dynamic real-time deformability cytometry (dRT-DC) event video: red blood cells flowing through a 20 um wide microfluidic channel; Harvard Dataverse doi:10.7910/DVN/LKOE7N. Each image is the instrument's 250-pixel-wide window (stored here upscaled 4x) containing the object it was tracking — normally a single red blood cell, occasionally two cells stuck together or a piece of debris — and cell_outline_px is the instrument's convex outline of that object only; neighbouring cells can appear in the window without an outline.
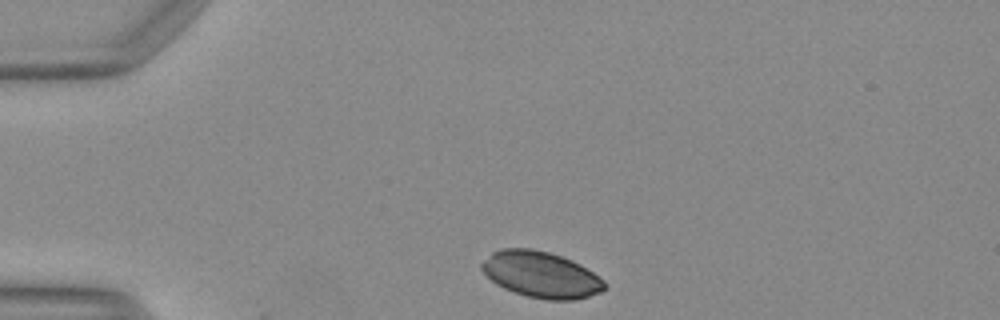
{"species": "Egyptian fruit bat (a non-hibernating species)", "species_latin": "Rousettus aegyptiacus", "temperature_condition": "warm", "stored_images_in_passage": 33, "camera_frame_rate_fps": 3000, "um_per_image_px": 0.085, "animal": {"sex": "female"}, "frame": {"image": 1, "passage_image": 1, "time_ms": 0.0, "image_size_px": [1000, 320], "cell_outline_px": [[608, 288], [600, 292], [588, 296], [572, 300], [548, 300], [528, 296], [504, 288], [496, 284], [480, 268], [480, 264], [492, 252], [500, 248], [532, 248], [548, 252], [572, 260], [580, 264], [604, 280], [608, 284]], "centroid_in_image_um": [46.0, 23.33], "position_along_channel_um": 39.0, "area_um2": 32.95}}
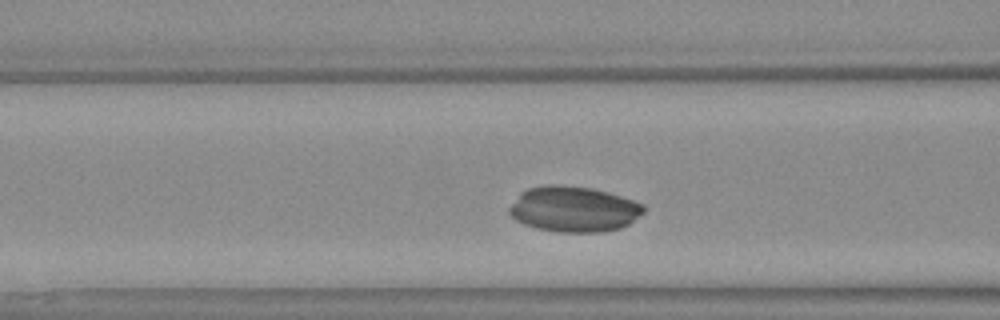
{"frame": {"image": 2, "passage_image": 10, "time_ms": 3.0, "image_size_px": [1000, 320], "cell_outline_px": [[644, 212], [628, 224], [620, 228], [600, 232], [560, 232], [536, 228], [524, 224], [516, 220], [508, 212], [508, 208], [520, 192], [528, 188], [544, 184], [556, 184], [592, 188], [620, 196], [644, 204]], "centroid_in_image_um": [48.73, 17.77], "position_along_channel_um": 117.9, "area_um2": 35.66}}
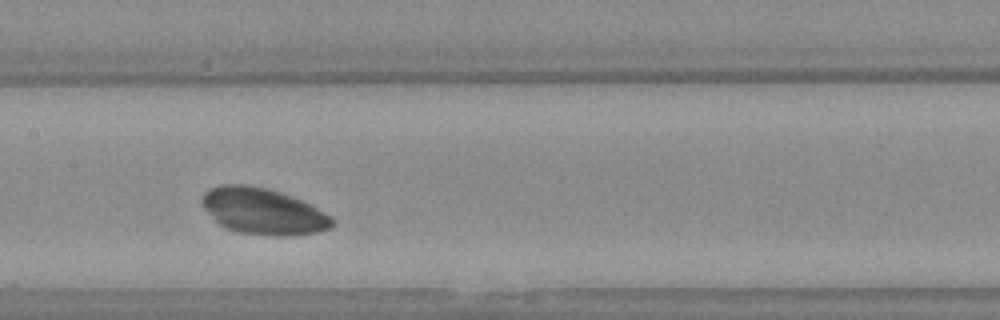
{"frame": {"image": 3, "passage_image": 15, "time_ms": 4.667, "image_size_px": [1000, 320], "cell_outline_px": [[336, 224], [332, 228], [316, 232], [284, 236], [272, 236], [240, 232], [224, 228], [200, 204], [200, 200], [204, 192], [208, 188], [220, 184], [244, 184], [264, 188], [280, 192], [292, 196], [332, 216], [336, 220]], "centroid_in_image_um": [22.35, 17.96], "position_along_channel_um": 185.0, "area_um2": 35.14}}